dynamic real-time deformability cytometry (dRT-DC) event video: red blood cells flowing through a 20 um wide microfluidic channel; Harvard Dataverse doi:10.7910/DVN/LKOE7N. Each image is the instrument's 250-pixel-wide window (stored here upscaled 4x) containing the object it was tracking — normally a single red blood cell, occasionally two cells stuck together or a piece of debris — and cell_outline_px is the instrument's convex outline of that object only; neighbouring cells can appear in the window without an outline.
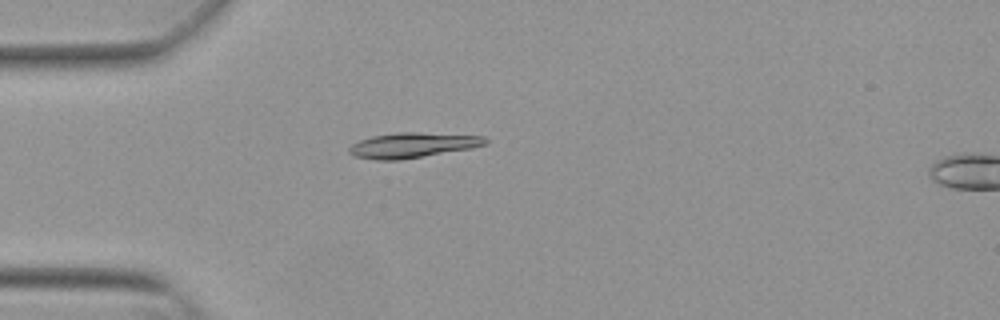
{"species": "Egyptian fruit bat (a non-hibernating species)", "species_latin": "Rousettus aegyptiacus", "temperature_condition": "warm", "stored_images_in_passage": 20, "camera_frame_rate_fps": 3000, "um_per_image_px": 0.085, "animal": {"sex": "female"}, "frame": {"image": 1, "passage_image": 15, "time_ms": 4.667, "image_size_px": [1000, 320], "cell_outline_px": [[488, 144], [472, 148], [400, 160], [376, 160], [356, 156], [348, 152], [348, 148], [352, 144], [360, 140], [372, 136], [396, 132], [416, 132], [484, 136], [488, 140]], "centroid_in_image_um": [35.08, 12.34], "position_along_channel_um": 49.9, "area_um2": 19.94}}